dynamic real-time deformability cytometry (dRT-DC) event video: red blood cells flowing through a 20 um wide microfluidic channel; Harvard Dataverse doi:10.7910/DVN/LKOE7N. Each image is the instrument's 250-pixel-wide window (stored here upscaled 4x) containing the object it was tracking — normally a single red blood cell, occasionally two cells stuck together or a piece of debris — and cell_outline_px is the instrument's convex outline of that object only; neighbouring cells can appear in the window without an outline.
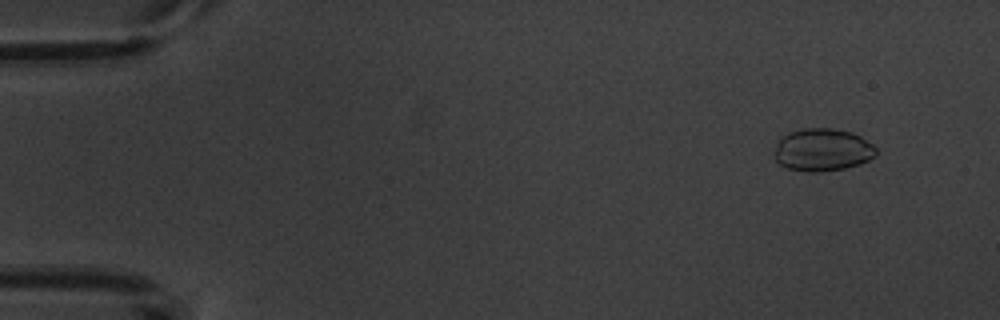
{"species": "common noctule bat (a hibernating species)", "species_latin": "Nyctalus noctula", "temperature_condition": "warm", "stored_images_in_passage": 6, "camera_frame_rate_fps": 3000, "um_per_image_px": 0.085, "animal": {"sex": "male", "body_mass_g": 20.1, "forearm_length_mm": 53.5}, "frame": {"image": 1, "passage_image": 2, "time_ms": 1.0, "image_size_px": [1000, 320], "cell_outline_px": [[876, 156], [860, 164], [844, 168], [820, 172], [804, 172], [788, 168], [780, 164], [772, 156], [772, 152], [780, 136], [788, 132], [804, 128], [832, 128], [852, 132], [860, 136], [872, 144], [876, 148]], "centroid_in_image_um": [69.86, 12.73], "position_along_channel_um": 15.1, "area_um2": 25.66}}
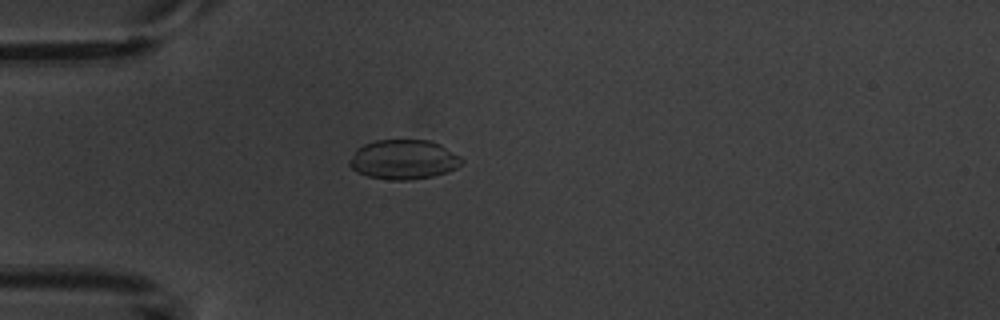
{"frame": {"image": 2, "passage_image": 5, "time_ms": 4.667, "image_size_px": [1000, 320], "cell_outline_px": [[464, 164], [448, 172], [432, 176], [408, 180], [388, 180], [368, 176], [356, 172], [348, 164], [348, 160], [356, 148], [364, 144], [376, 140], [432, 140], [440, 144], [460, 156], [464, 160]], "centroid_in_image_um": [34.3, 13.56], "position_along_channel_um": 50.7, "area_um2": 26.18}}